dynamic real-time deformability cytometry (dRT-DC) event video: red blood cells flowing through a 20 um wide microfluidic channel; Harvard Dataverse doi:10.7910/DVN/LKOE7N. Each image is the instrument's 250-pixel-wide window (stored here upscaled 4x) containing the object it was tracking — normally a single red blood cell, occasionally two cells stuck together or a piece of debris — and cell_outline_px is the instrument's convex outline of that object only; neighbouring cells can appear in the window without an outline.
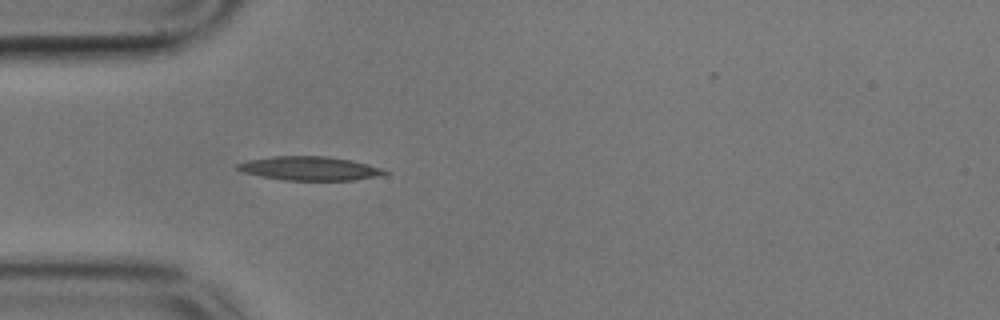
{"species": "common noctule bat (a hibernating species)", "species_latin": "Nyctalus noctula", "temperature_condition": "cold", "stored_images_in_passage": 5, "camera_frame_rate_fps": 3000, "um_per_image_px": 0.085, "animal": {"sex": "male", "body_mass_g": 17.9}, "frame": {"image": 1, "passage_image": 1, "time_ms": 0.0, "image_size_px": [1000, 320], "cell_outline_px": [[388, 172], [380, 176], [352, 180], [284, 180], [260, 176], [244, 172], [236, 168], [236, 164], [248, 160], [272, 156], [328, 156], [352, 160], [384, 168]], "centroid_in_image_um": [26.34, 14.31], "position_along_channel_um": 58.7, "area_um2": 20.52}}